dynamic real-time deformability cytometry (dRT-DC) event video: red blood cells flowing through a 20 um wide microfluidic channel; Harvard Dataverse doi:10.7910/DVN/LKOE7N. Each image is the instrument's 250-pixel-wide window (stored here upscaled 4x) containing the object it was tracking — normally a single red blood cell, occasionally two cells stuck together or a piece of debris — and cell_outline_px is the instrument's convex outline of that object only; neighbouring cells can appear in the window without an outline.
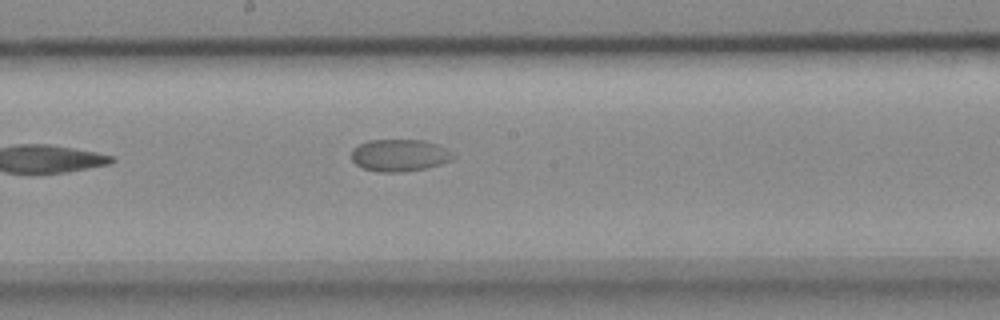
{"species": "common noctule bat (a hibernating species)", "species_latin": "Nyctalus noctula", "temperature_condition": "cold", "stored_images_in_passage": 7, "camera_frame_rate_fps": 3000, "um_per_image_px": 0.085, "animal": {"sex": "female", "body_mass_g": 18.4}, "frame": {"image": 1, "passage_image": 7, "time_ms": 2.0, "image_size_px": [1000, 320], "cell_outline_px": [[456, 156], [452, 160], [440, 164], [424, 168], [400, 172], [380, 172], [364, 168], [356, 164], [352, 160], [352, 152], [360, 144], [368, 140], [424, 140], [440, 144], [452, 152]], "centroid_in_image_um": [34.01, 13.19], "position_along_channel_um": 214.2, "area_um2": 18.96}}